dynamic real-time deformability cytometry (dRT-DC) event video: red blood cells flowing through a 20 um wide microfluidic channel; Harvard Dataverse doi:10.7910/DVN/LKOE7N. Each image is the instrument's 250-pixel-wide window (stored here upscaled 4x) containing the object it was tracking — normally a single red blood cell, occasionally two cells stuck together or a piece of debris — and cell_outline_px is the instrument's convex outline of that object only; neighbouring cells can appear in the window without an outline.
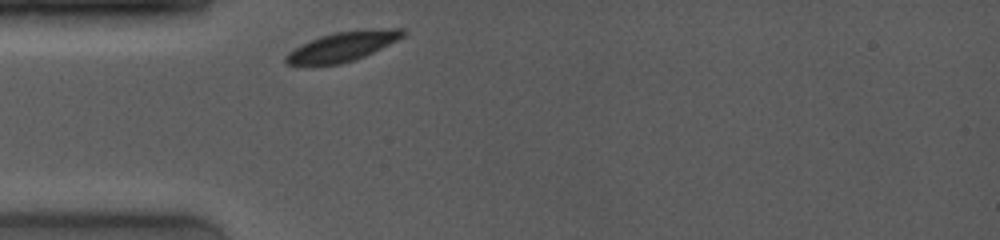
{"species": "common noctule bat (a hibernating species)", "species_latin": "Nyctalus noctula", "temperature_condition": "room temperature", "stored_images_in_passage": 1, "camera_frame_rate_fps": 4000, "um_per_image_px": 0.085, "animal": {"sex": "female", "body_mass_g": 19.0, "forearm_length_mm": 53.3}, "frame": {"image": 1, "passage_image": 1, "time_ms": 0.0, "image_size_px": [1000, 240], "cell_outline_px": [[404, 36], [364, 56], [340, 64], [284, 64], [284, 56], [288, 52], [320, 36], [336, 32], [368, 28], [404, 28]], "centroid_in_image_um": [29.14, 3.93], "position_along_channel_um": 55.9, "area_um2": 19.71}}